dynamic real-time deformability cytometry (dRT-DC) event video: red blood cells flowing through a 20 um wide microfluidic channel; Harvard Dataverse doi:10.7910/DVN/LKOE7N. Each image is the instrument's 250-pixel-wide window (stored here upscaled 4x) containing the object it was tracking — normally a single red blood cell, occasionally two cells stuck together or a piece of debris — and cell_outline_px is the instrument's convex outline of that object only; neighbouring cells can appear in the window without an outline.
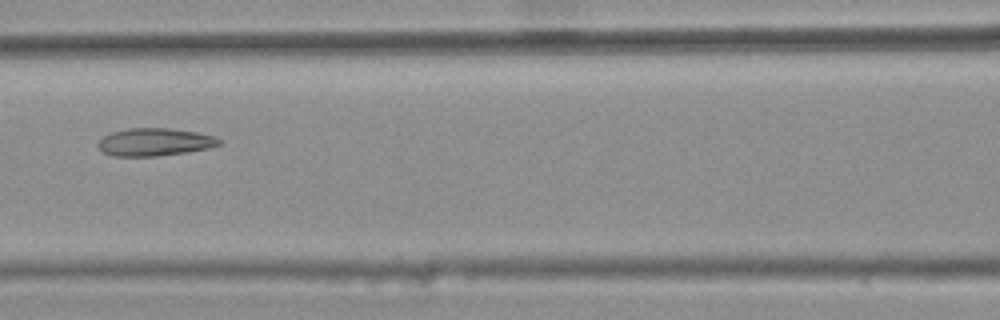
{"species": "common noctule bat (a hibernating species)", "species_latin": "Nyctalus noctula", "temperature_condition": "warm", "stored_images_in_passage": 7, "camera_frame_rate_fps": 3000, "um_per_image_px": 0.085, "animal": {"sex": "female", "body_mass_g": 25.1}, "frame": {"image": 1, "passage_image": 7, "time_ms": 2.0, "image_size_px": [1000, 320], "cell_outline_px": [[220, 144], [208, 148], [188, 152], [156, 156], [112, 156], [104, 152], [96, 144], [104, 136], [112, 132], [128, 128], [168, 128], [196, 132], [216, 136], [220, 140]], "centroid_in_image_um": [13.15, 12.07], "position_along_channel_um": 153.5, "area_um2": 19.48}}